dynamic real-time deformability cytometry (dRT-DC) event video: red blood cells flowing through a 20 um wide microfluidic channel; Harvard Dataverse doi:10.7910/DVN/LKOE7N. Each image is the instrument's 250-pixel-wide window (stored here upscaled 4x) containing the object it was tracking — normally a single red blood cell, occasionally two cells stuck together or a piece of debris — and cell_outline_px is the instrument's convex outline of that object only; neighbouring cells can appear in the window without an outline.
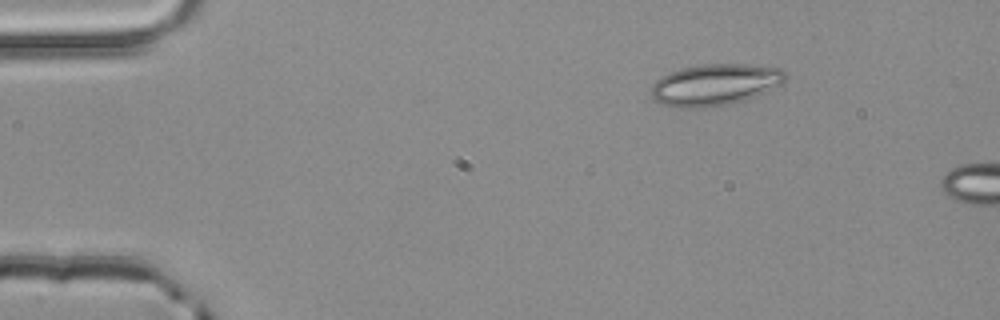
{"species": "common noctule bat (a hibernating species)", "species_latin": "Nyctalus noctula", "temperature_condition": "room temperature", "stored_images_in_passage": 2, "camera_frame_rate_fps": 3000, "um_per_image_px": 0.085, "animal": {"sex": "male", "body_mass_g": 20.4}, "frame": {"image": 1, "passage_image": 1, "time_ms": 0.0, "image_size_px": [1000, 320], "cell_outline_px": [[788, 76], [784, 84], [744, 100], [728, 104], [704, 108], [680, 108], [664, 104], [656, 100], [652, 96], [652, 84], [660, 76], [668, 72], [680, 68], [704, 64], [748, 64], [784, 68], [788, 72]], "centroid_in_image_um": [60.83, 7.18], "position_along_channel_um": 24.2, "area_um2": 32.83}}